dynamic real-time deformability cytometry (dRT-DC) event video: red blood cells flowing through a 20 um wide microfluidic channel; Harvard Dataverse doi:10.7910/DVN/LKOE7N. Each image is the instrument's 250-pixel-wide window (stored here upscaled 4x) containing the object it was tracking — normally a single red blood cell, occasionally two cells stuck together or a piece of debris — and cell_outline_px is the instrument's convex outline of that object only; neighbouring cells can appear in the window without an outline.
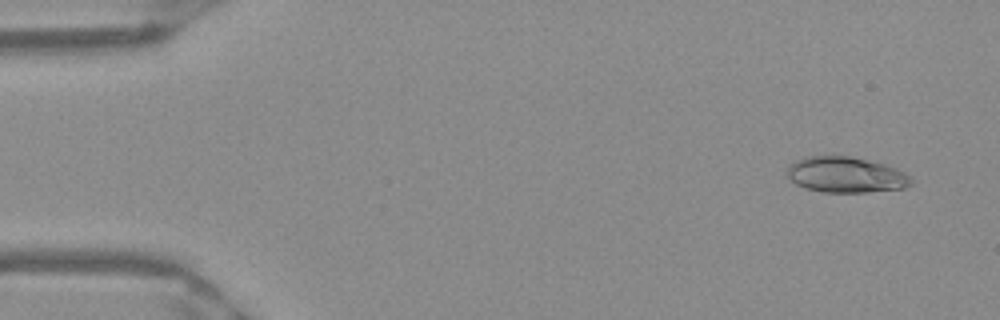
{"species": "Egyptian fruit bat (a non-hibernating species)", "species_latin": "Rousettus aegyptiacus", "temperature_condition": "warm", "stored_images_in_passage": 50, "camera_frame_rate_fps": 3000, "um_per_image_px": 0.085, "frame": {"image": 1, "passage_image": 3, "time_ms": 0.667, "image_size_px": [1000, 320], "cell_outline_px": [[916, 180], [912, 184], [904, 188], [868, 192], [824, 192], [804, 188], [796, 184], [784, 172], [788, 164], [804, 156], [848, 156], [868, 160], [896, 168], [912, 176]], "centroid_in_image_um": [71.89, 14.86], "position_along_channel_um": 13.1, "area_um2": 26.13}}
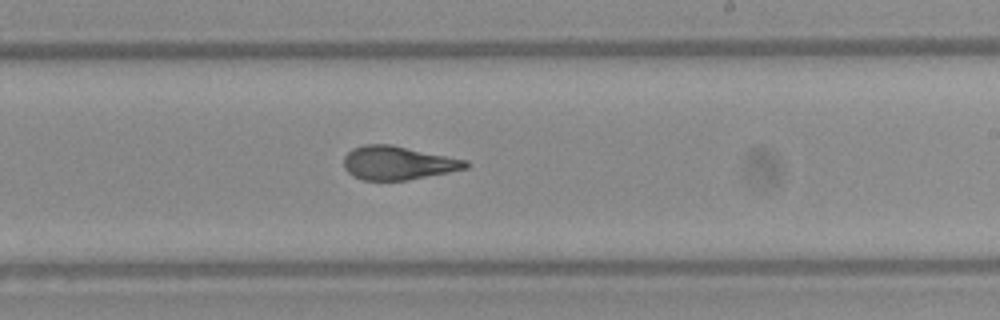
{"frame": {"image": 2, "passage_image": 30, "time_ms": 9.667, "image_size_px": [1000, 320], "cell_outline_px": [[468, 168], [408, 180], [364, 180], [352, 176], [344, 168], [344, 156], [352, 148], [364, 144], [392, 144], [468, 160]], "centroid_in_image_um": [33.81, 13.84], "position_along_channel_um": 255.2, "area_um2": 23.99}}
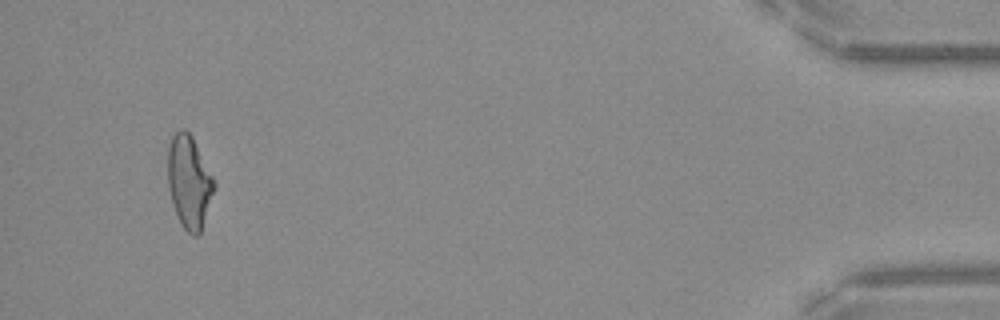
{"frame": {"image": 3, "passage_image": 48, "time_ms": 15.667, "image_size_px": [1000, 320], "cell_outline_px": [[216, 188], [200, 232], [196, 236], [192, 236], [180, 224], [172, 204], [168, 188], [168, 148], [172, 136], [180, 128], [184, 128], [192, 136], [216, 184]], "centroid_in_image_um": [16.07, 15.47], "position_along_channel_um": 419.1, "area_um2": 25.03}, "authors_computed_cell_mechanics": {"area_um2": 24.6517, "velocity_mm_per_s": 3.9863, "shape_relaxation_time_tau1_ms": null, "shape_relaxation_time_tau2_ms": 1.4367, "deformation_change_tau1": null, "deformation_change_tau2": 0.0836}}